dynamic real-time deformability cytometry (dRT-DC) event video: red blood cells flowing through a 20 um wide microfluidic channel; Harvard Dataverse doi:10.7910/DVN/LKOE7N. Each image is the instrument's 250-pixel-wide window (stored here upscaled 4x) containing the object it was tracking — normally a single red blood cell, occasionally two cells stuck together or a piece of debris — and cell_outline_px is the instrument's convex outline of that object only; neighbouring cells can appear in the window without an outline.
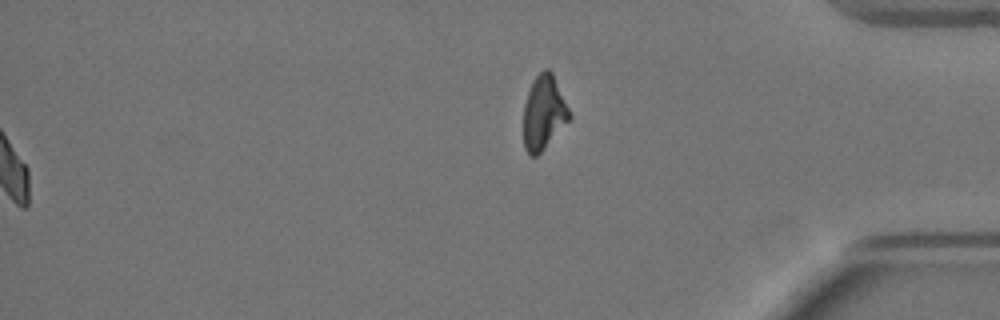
{"species": "Egyptian fruit bat (a non-hibernating species)", "species_latin": "Rousettus aegyptiacus", "temperature_condition": "warm", "stored_images_in_passage": 60, "segment_of_instrument_passage": [2, 2], "camera_frame_rate_fps": 3000, "um_per_image_px": 0.085, "animal": {"sex": "female"}, "frame": {"image": 1, "passage_image": 60, "time_ms": 19.667, "image_size_px": [1000, 320], "cell_outline_px": [[572, 116], [540, 152], [536, 156], [528, 156], [524, 148], [524, 104], [532, 80], [544, 68], [548, 68], [552, 72]], "centroid_in_image_um": [46.2, 9.56], "position_along_channel_um": 389.0, "area_um2": 19.54}}